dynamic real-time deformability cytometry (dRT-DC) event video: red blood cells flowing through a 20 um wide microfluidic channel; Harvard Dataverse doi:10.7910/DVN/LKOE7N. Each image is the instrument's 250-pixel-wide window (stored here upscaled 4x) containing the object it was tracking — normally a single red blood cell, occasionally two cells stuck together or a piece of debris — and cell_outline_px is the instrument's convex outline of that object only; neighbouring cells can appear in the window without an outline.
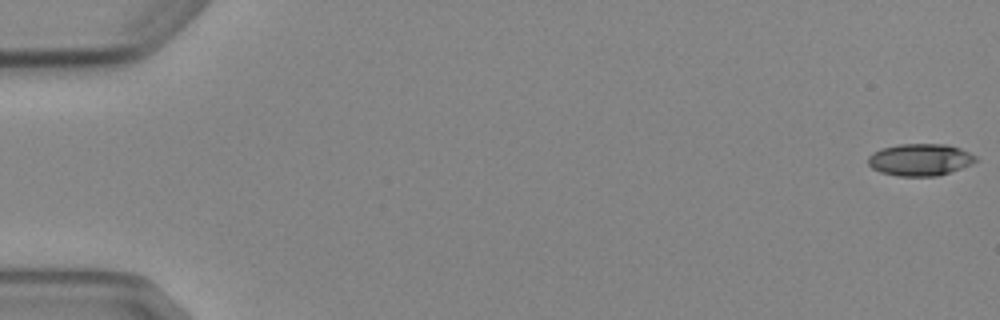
{"species": "Egyptian fruit bat (a non-hibernating species)", "species_latin": "Rousettus aegyptiacus", "temperature_condition": "cold", "stored_images_in_passage": 8, "camera_frame_rate_fps": 3000, "um_per_image_px": 0.085, "animal": {"sex": "female"}, "frame": {"image": 1, "passage_image": 1, "time_ms": 0.0, "image_size_px": [1000, 320], "cell_outline_px": [[976, 160], [972, 164], [936, 176], [896, 176], [880, 172], [872, 168], [868, 164], [868, 156], [872, 152], [880, 148], [900, 144], [944, 144], [960, 148], [976, 156]], "centroid_in_image_um": [78.16, 13.57], "position_along_channel_um": 6.8, "area_um2": 20.06}}
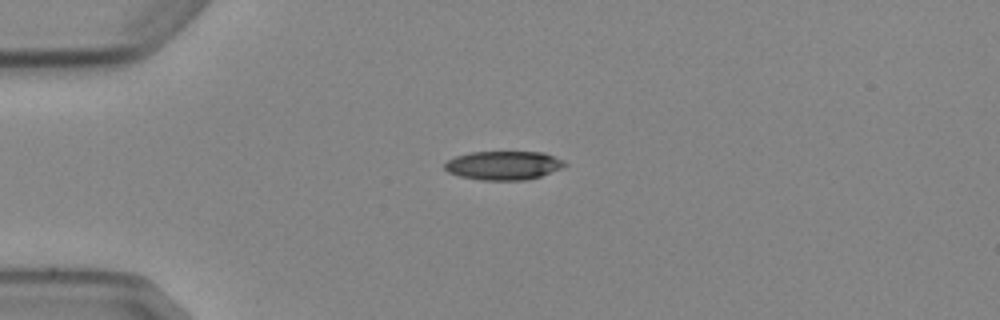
{"frame": {"image": 2, "passage_image": 4, "time_ms": 4.333, "image_size_px": [1000, 320], "cell_outline_px": [[568, 164], [564, 168], [540, 176], [524, 180], [480, 180], [460, 176], [448, 172], [444, 168], [444, 164], [448, 160], [456, 156], [468, 152], [544, 152], [564, 160]], "centroid_in_image_um": [42.82, 14.05], "position_along_channel_um": 42.2, "area_um2": 20.29}}
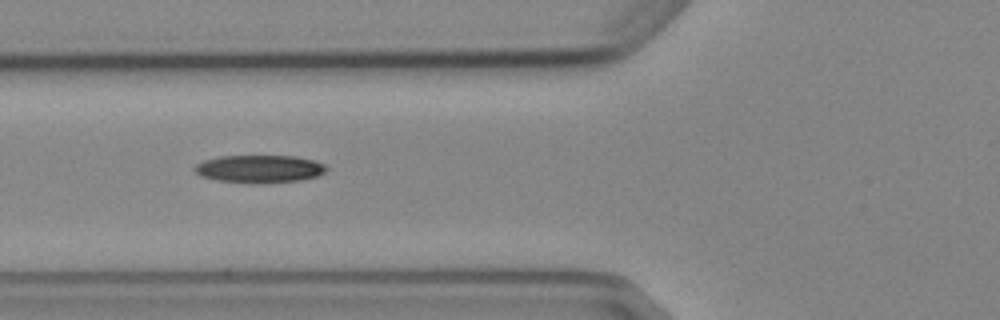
{"frame": {"image": 3, "passage_image": 6, "time_ms": 6.667, "image_size_px": [1000, 320], "cell_outline_px": [[328, 168], [324, 172], [316, 176], [300, 180], [260, 184], [252, 184], [216, 180], [200, 176], [192, 168], [196, 164], [204, 160], [220, 156], [296, 156], [312, 160], [324, 164]], "centroid_in_image_um": [22.01, 14.36], "position_along_channel_um": 103.8, "area_um2": 21.44}}